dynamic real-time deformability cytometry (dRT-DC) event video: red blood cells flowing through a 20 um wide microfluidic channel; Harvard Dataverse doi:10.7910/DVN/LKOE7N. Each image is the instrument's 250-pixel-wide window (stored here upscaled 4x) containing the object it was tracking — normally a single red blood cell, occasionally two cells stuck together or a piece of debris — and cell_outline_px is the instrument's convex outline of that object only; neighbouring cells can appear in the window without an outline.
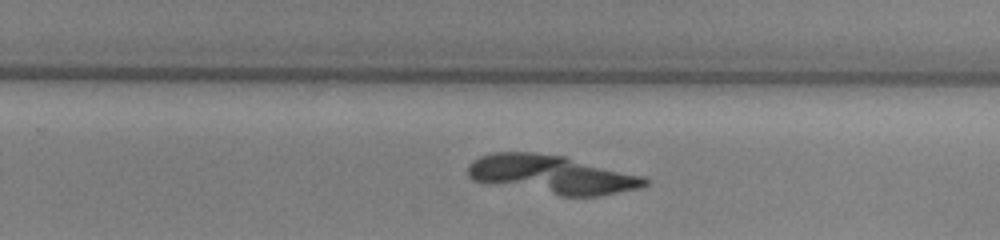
{"species": "common noctule bat (a hibernating species)", "species_latin": "Nyctalus noctula", "temperature_condition": "warm", "stored_images_in_passage": 53, "camera_frame_rate_fps": 3000, "um_per_image_px": 0.085, "animal": {"sex": "male", "body_mass_g": 13.0, "forearm_length_mm": 53.1}, "frame": {"image": 1, "passage_image": 33, "time_ms": 10.667, "image_size_px": [1000, 240], "cell_outline_px": [[648, 184], [640, 188], [600, 196], [560, 196], [472, 180], [468, 176], [468, 164], [472, 160], [480, 156], [496, 152], [532, 152], [564, 156], [640, 176], [648, 180]], "centroid_in_image_um": [46.87, 14.84], "position_along_channel_um": 282.9, "area_um2": 39.36}}
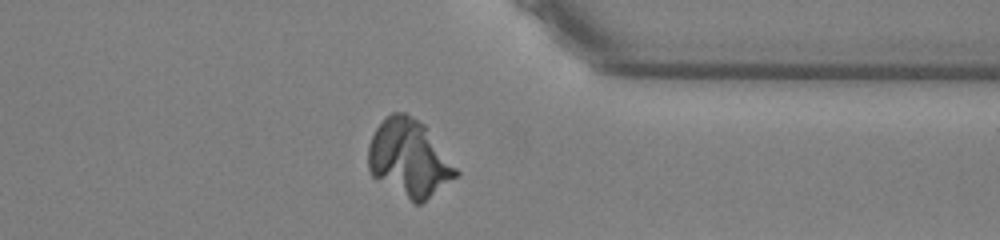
{"frame": {"image": 2, "passage_image": 41, "time_ms": 13.333, "image_size_px": [1000, 240], "cell_outline_px": [[460, 172], [456, 176], [420, 204], [416, 204], [372, 176], [368, 168], [368, 144], [376, 128], [392, 112], [404, 112], [424, 124]], "centroid_in_image_um": [34.75, 13.44], "position_along_channel_um": 376.6, "area_um2": 38.73}}
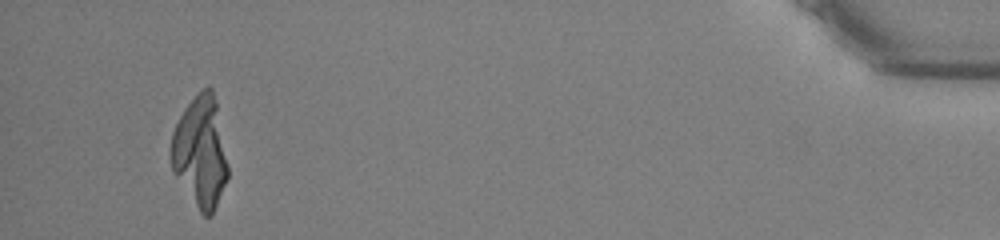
{"frame": {"image": 3, "passage_image": 50, "time_ms": 16.333, "image_size_px": [1000, 240], "cell_outline_px": [[228, 176], [212, 216], [204, 216], [200, 212], [172, 172], [168, 156], [168, 152], [172, 132], [184, 108], [200, 88], [208, 84], [212, 88], [216, 100], [228, 164]], "centroid_in_image_um": [17.0, 12.88], "position_along_channel_um": 418.2, "area_um2": 37.45}}